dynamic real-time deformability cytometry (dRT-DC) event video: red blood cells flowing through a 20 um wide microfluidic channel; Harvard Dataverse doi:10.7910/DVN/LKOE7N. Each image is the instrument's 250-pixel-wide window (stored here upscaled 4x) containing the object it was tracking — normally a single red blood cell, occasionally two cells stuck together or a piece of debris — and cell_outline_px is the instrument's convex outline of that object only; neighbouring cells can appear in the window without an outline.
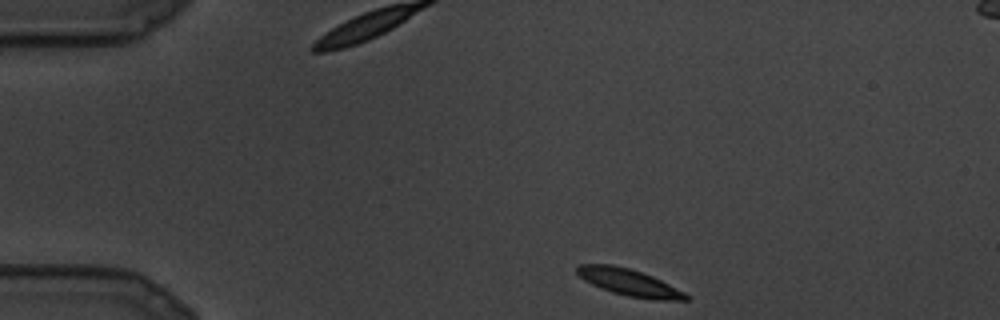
{"species": "common noctule bat (a hibernating species)", "species_latin": "Nyctalus noctula", "temperature_condition": "cold", "stored_images_in_passage": 15, "camera_frame_rate_fps": 3000, "um_per_image_px": 0.085, "animal": {"sex": "male", "body_mass_g": 19.5, "forearm_length_mm": 54.6}, "frame": {"image": 1, "passage_image": 1, "time_ms": 0.0, "image_size_px": [1000, 320], "cell_outline_px": [[692, 296], [688, 300], [652, 300], [628, 296], [612, 292], [600, 288], [584, 280], [576, 272], [576, 268], [580, 264], [612, 264], [628, 268], [652, 276]], "centroid_in_image_um": [53.48, 24.01], "position_along_channel_um": 31.5, "area_um2": 16.94}}
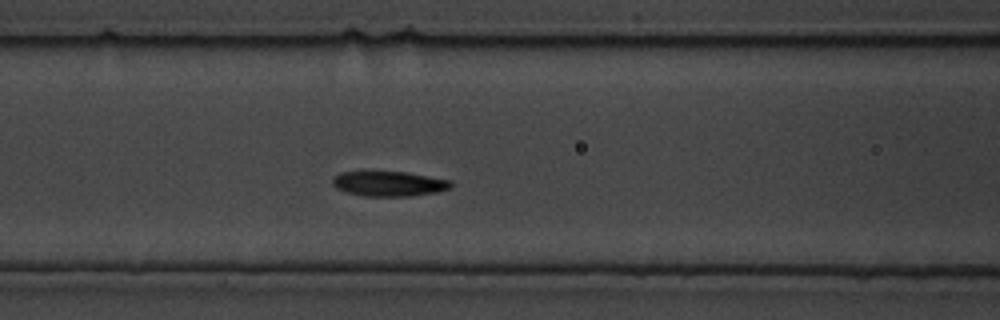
{"frame": {"image": 2, "passage_image": 8, "time_ms": 2.333, "image_size_px": [1000, 320], "cell_outline_px": [[452, 188], [436, 192], [412, 196], [364, 196], [348, 192], [336, 188], [332, 184], [332, 176], [340, 172], [404, 172], [452, 180]], "centroid_in_image_um": [33.07, 15.62], "position_along_channel_um": 133.5, "area_um2": 17.22}}
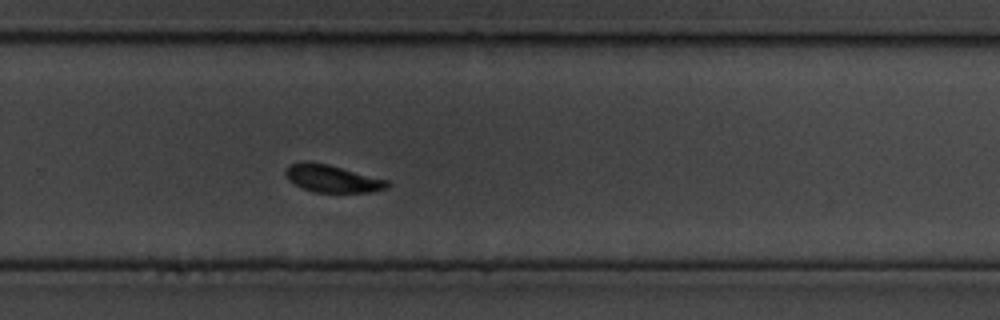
{"frame": {"image": 3, "passage_image": 15, "time_ms": 4.667, "image_size_px": [1000, 320], "cell_outline_px": [[392, 184], [388, 188], [372, 192], [316, 192], [304, 188], [288, 180], [284, 172], [288, 164], [304, 160], [328, 164], [388, 180]], "centroid_in_image_um": [28.25, 15.16], "position_along_channel_um": 301.6, "area_um2": 16.36}}